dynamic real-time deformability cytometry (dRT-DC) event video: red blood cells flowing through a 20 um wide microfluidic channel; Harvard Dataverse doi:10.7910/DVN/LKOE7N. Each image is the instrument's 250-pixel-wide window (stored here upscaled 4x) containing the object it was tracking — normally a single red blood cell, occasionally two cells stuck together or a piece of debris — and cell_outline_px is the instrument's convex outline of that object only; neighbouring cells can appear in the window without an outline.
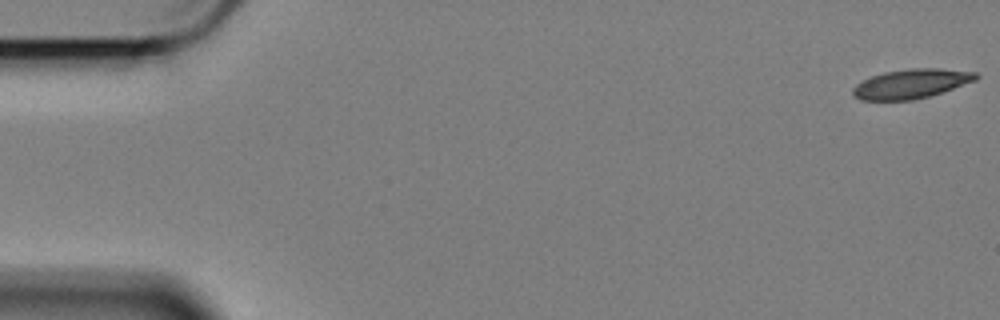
{"species": "Egyptian fruit bat (a non-hibernating species)", "species_latin": "Rousettus aegyptiacus", "temperature_condition": "cold", "stored_images_in_passage": 13, "camera_frame_rate_fps": 3000, "um_per_image_px": 0.085, "animal": {"sex": "female"}, "frame": {"image": 1, "passage_image": 1, "time_ms": 0.0, "image_size_px": [1000, 320], "cell_outline_px": [[980, 76], [976, 80], [928, 96], [912, 100], [860, 100], [852, 96], [852, 88], [856, 84], [872, 76], [884, 72], [908, 68], [940, 68], [976, 72]], "centroid_in_image_um": [77.42, 7.11], "position_along_channel_um": 7.6, "area_um2": 20.98}}